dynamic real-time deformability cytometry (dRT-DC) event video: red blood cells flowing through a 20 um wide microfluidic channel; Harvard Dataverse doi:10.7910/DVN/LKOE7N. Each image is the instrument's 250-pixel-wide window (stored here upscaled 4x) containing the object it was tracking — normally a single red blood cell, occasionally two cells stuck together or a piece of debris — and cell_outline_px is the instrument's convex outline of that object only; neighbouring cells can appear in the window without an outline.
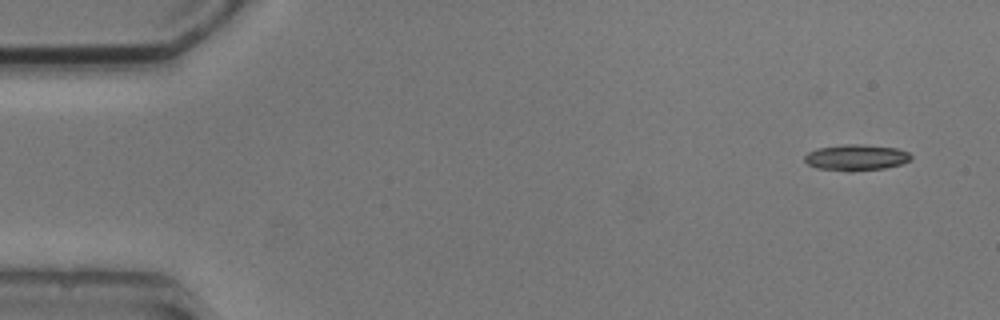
{"species": "common noctule bat (a hibernating species)", "species_latin": "Nyctalus noctula", "temperature_condition": "cold", "stored_images_in_passage": 5, "camera_frame_rate_fps": 3000, "um_per_image_px": 0.085, "animal": {"sex": "male", "body_mass_g": 20.5, "forearm_length_mm": 52.5}, "frame": {"image": 1, "passage_image": 1, "time_ms": 0.0, "image_size_px": [1000, 320], "cell_outline_px": [[912, 160], [900, 164], [884, 168], [852, 172], [848, 172], [816, 168], [808, 164], [804, 160], [804, 156], [808, 152], [816, 148], [844, 144], [860, 144], [896, 148], [908, 152], [912, 156]], "centroid_in_image_um": [72.75, 13.39], "position_along_channel_um": 12.3, "area_um2": 16.36}}
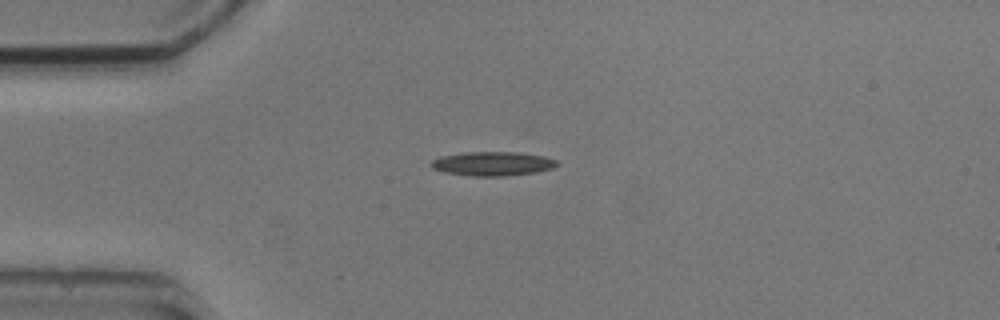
{"frame": {"image": 2, "passage_image": 4, "time_ms": 3.333, "image_size_px": [1000, 320], "cell_outline_px": [[560, 164], [552, 168], [536, 172], [504, 176], [472, 176], [444, 172], [432, 168], [432, 160], [440, 156], [464, 152], [516, 152], [544, 156], [556, 160]], "centroid_in_image_um": [41.88, 13.91], "position_along_channel_um": 43.1, "area_um2": 17.63}}